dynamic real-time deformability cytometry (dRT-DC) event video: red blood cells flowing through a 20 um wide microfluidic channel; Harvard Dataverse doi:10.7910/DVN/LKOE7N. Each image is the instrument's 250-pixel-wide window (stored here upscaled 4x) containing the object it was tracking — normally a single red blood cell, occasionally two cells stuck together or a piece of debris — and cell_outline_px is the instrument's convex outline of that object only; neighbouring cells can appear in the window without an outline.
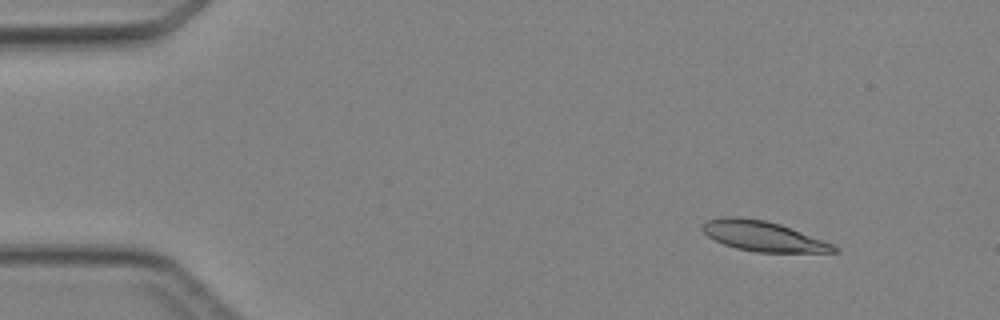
{"species": "Egyptian fruit bat (a non-hibernating species)", "species_latin": "Rousettus aegyptiacus", "temperature_condition": "cold", "stored_images_in_passage": 4, "camera_frame_rate_fps": 3000, "um_per_image_px": 0.085, "animal": {"sex": "female"}, "frame": {"image": 1, "passage_image": 2, "time_ms": 1.0, "image_size_px": [1000, 320], "cell_outline_px": [[840, 252], [756, 252], [736, 248], [724, 244], [708, 236], [700, 228], [704, 220], [724, 216], [736, 216], [764, 220], [780, 224], [832, 244], [840, 248]], "centroid_in_image_um": [64.81, 20.06], "position_along_channel_um": 20.2, "area_um2": 22.95}}